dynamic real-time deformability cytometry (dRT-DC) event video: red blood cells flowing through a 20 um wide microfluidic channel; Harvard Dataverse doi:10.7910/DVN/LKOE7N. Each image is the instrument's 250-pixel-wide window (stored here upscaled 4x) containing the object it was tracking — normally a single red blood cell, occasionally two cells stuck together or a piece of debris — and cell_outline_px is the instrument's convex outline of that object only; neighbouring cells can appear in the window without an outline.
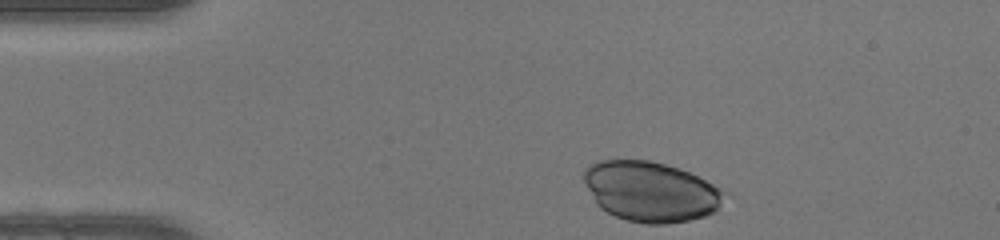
{"species": "human", "species_latin": "Homo sapiens", "temperature_condition": "warm", "stored_images_in_passage": 34, "camera_frame_rate_fps": 3000, "um_per_image_px": 0.085, "donor": {"sex": "female"}, "frame": {"image": 1, "passage_image": 1, "time_ms": 0.0, "image_size_px": [1000, 240], "cell_outline_px": [[732, 192], [716, 212], [704, 216], [688, 220], [668, 224], [644, 224], [628, 220], [616, 216], [600, 208], [596, 204], [584, 180], [584, 168], [588, 164], [596, 160], [648, 160], [680, 168]], "centroid_in_image_um": [55.38, 16.28], "position_along_channel_um": 29.6, "area_um2": 49.88}}
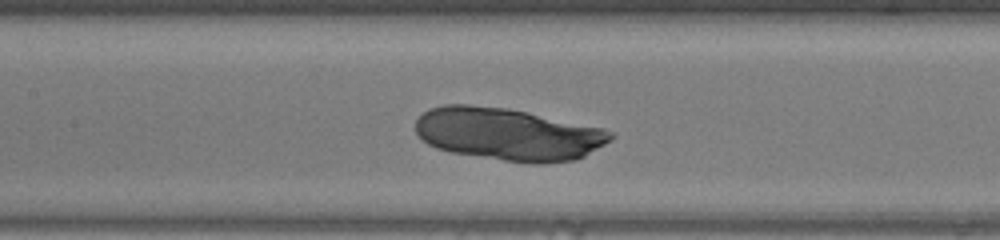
{"frame": {"image": 2, "passage_image": 15, "time_ms": 4.667, "image_size_px": [1000, 240], "cell_outline_px": [[616, 136], [604, 144], [584, 156], [576, 160], [544, 164], [532, 164], [504, 160], [452, 152], [436, 148], [428, 144], [416, 132], [416, 120], [428, 108], [444, 104], [468, 104], [508, 108], [528, 112], [604, 128], [616, 132]], "centroid_in_image_um": [43.22, 11.39], "position_along_channel_um": 164.2, "area_um2": 59.88}}
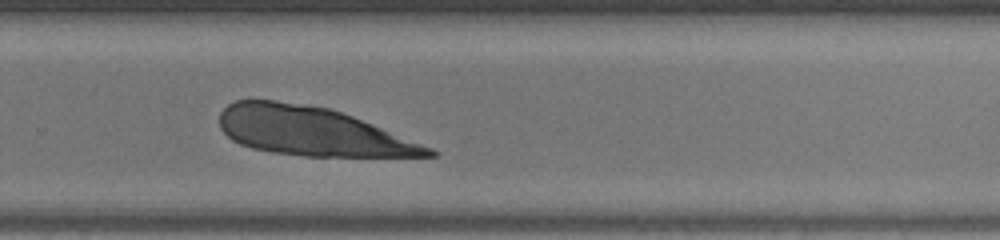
{"frame": {"image": 3, "passage_image": 25, "time_ms": 8.0, "image_size_px": [1000, 240], "cell_outline_px": [[440, 152], [436, 156], [304, 156], [272, 152], [252, 148], [240, 144], [232, 140], [220, 128], [220, 112], [228, 104], [236, 100], [276, 100], [328, 108], [352, 116], [432, 148]], "centroid_in_image_um": [26.47, 11.17], "position_along_channel_um": 303.3, "area_um2": 58.49}}